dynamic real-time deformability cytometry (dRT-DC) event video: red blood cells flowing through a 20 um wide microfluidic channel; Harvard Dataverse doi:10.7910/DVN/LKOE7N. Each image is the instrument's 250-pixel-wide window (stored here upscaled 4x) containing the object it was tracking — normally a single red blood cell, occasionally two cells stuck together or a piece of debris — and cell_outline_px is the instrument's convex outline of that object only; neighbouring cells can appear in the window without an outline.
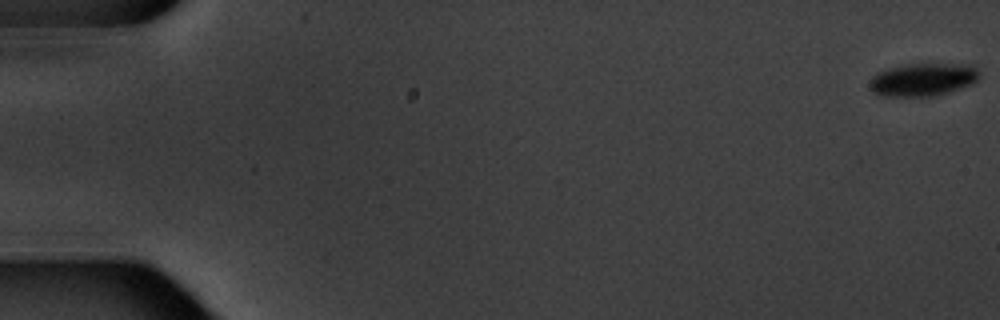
{"species": "common noctule bat (a hibernating species)", "species_latin": "Nyctalus noctula", "temperature_condition": "warm", "stored_images_in_passage": 5, "camera_frame_rate_fps": 3000, "um_per_image_px": 0.085, "animal": {"sex": "male", "body_mass_g": 20.1, "forearm_length_mm": 53.5}, "frame": {"image": 1, "passage_image": 1, "time_ms": 0.0, "image_size_px": [1000, 320], "cell_outline_px": [[980, 76], [972, 84], [948, 92], [932, 96], [880, 96], [872, 92], [872, 76], [876, 72], [888, 68], [908, 64], [972, 64], [980, 72]], "centroid_in_image_um": [78.47, 6.75], "position_along_channel_um": 6.5, "area_um2": 20.98}}